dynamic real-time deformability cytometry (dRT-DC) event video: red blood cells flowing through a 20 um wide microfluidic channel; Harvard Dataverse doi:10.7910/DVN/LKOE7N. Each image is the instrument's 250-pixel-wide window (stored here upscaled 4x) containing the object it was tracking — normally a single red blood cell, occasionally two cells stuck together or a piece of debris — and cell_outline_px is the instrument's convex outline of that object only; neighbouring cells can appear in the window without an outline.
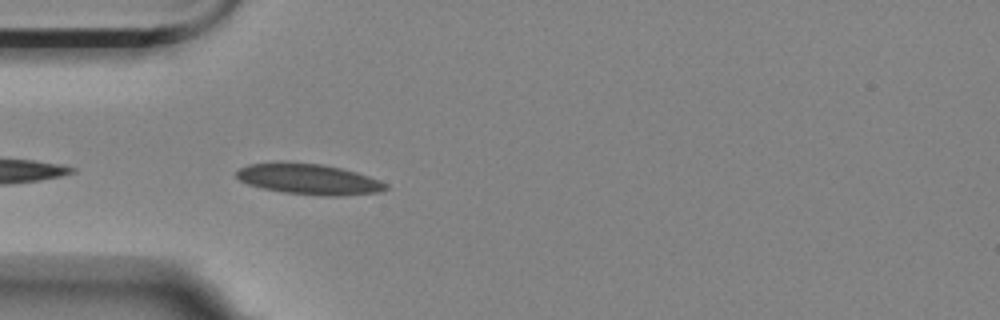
{"species": "Egyptian fruit bat (a non-hibernating species)", "species_latin": "Rousettus aegyptiacus", "temperature_condition": "room temperature", "stored_images_in_passage": 1, "camera_frame_rate_fps": 3000, "um_per_image_px": 0.085, "animal": {"sex": "female"}, "frame": {"image": 1, "passage_image": 1, "time_ms": 0.0, "image_size_px": [1000, 320], "cell_outline_px": [[388, 188], [380, 192], [340, 196], [320, 196], [284, 192], [264, 188], [248, 184], [240, 180], [236, 176], [236, 172], [240, 168], [248, 164], [320, 164], [340, 168], [356, 172], [380, 180], [388, 184]], "centroid_in_image_um": [26.32, 15.27], "position_along_channel_um": 58.7, "area_um2": 25.95}}